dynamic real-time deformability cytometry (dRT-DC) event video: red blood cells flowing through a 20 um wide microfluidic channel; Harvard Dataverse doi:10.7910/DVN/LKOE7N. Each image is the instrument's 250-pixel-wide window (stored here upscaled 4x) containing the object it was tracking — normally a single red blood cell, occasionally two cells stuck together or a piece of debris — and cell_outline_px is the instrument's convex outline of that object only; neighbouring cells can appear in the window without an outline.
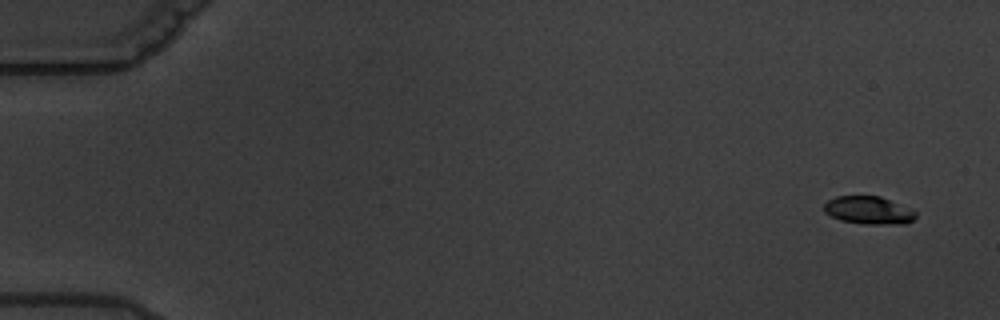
{"species": "common noctule bat (a hibernating species)", "species_latin": "Nyctalus noctula", "temperature_condition": "warm", "stored_images_in_passage": 5, "camera_frame_rate_fps": 3000, "um_per_image_px": 0.085, "animal": {"sex": "male", "body_mass_g": 19.5, "forearm_length_mm": 54.6}, "frame": {"image": 1, "passage_image": 1, "time_ms": 0.0, "image_size_px": [1000, 320], "cell_outline_px": [[916, 216], [908, 224], [864, 224], [840, 220], [824, 212], [824, 204], [828, 200], [836, 196], [880, 196], [916, 212]], "centroid_in_image_um": [73.81, 17.88], "position_along_channel_um": 11.2, "area_um2": 14.74}}